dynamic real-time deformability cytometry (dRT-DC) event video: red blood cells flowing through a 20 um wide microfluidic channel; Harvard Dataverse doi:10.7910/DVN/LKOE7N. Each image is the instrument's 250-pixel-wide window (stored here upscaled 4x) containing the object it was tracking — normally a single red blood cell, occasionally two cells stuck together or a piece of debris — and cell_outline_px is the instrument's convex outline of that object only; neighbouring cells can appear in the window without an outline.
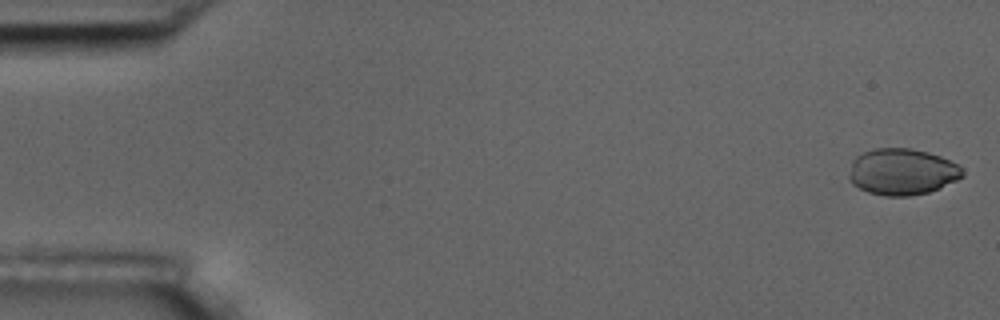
{"species": "common noctule bat (a hibernating species)", "species_latin": "Nyctalus noctula", "temperature_condition": "room temperature", "stored_images_in_passage": 55, "camera_frame_rate_fps": 3000, "um_per_image_px": 0.085, "animal": {"sex": "male", "body_mass_g": 17.5, "forearm_length_mm": 52.3}, "frame": {"image": 1, "passage_image": 1, "time_ms": 0.0, "image_size_px": [1000, 320], "cell_outline_px": [[964, 176], [956, 180], [928, 192], [908, 196], [884, 196], [868, 192], [852, 184], [848, 176], [852, 160], [856, 156], [864, 152], [876, 148], [912, 148], [928, 152], [940, 156], [956, 164], [964, 172]], "centroid_in_image_um": [76.64, 14.6], "position_along_channel_um": 8.4, "area_um2": 30.58}}
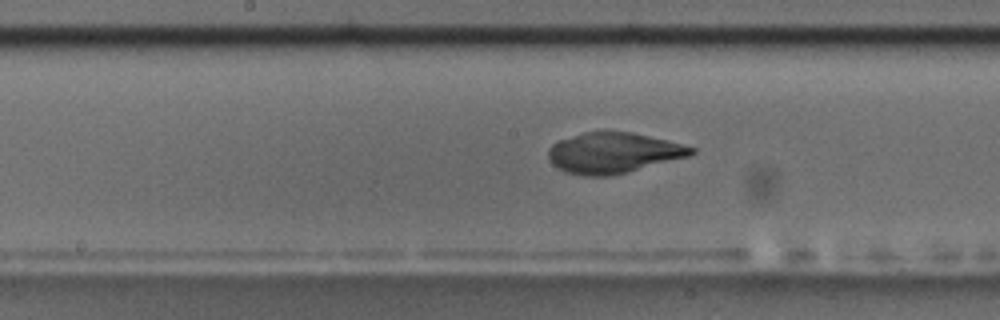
{"frame": {"image": 2, "passage_image": 28, "time_ms": 9.0, "image_size_px": [1000, 320], "cell_outline_px": [[696, 152], [688, 156], [628, 172], [608, 176], [584, 176], [564, 172], [552, 164], [548, 156], [548, 148], [552, 144], [560, 140], [584, 132], [604, 128], [632, 132], [684, 144], [696, 148]], "centroid_in_image_um": [52.11, 12.96], "position_along_channel_um": 196.1, "area_um2": 34.39}}
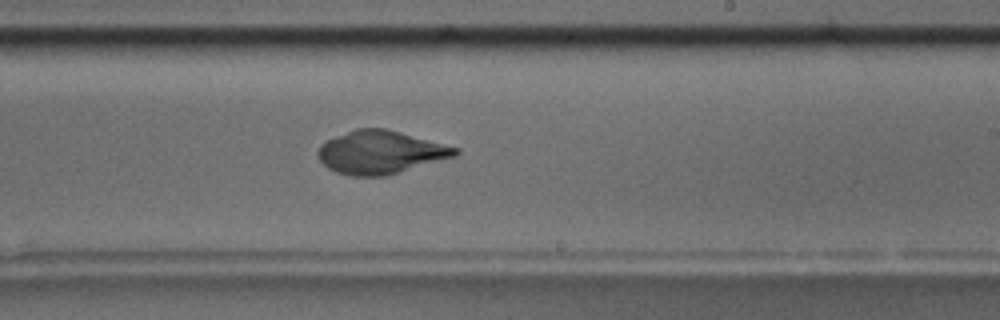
{"frame": {"image": 3, "passage_image": 33, "time_ms": 10.667, "image_size_px": [1000, 320], "cell_outline_px": [[460, 152], [456, 156], [388, 176], [352, 176], [336, 172], [328, 168], [320, 160], [316, 152], [320, 144], [328, 140], [356, 128], [384, 128], [400, 132], [460, 148]], "centroid_in_image_um": [32.36, 12.95], "position_along_channel_um": 256.6, "area_um2": 34.51}}